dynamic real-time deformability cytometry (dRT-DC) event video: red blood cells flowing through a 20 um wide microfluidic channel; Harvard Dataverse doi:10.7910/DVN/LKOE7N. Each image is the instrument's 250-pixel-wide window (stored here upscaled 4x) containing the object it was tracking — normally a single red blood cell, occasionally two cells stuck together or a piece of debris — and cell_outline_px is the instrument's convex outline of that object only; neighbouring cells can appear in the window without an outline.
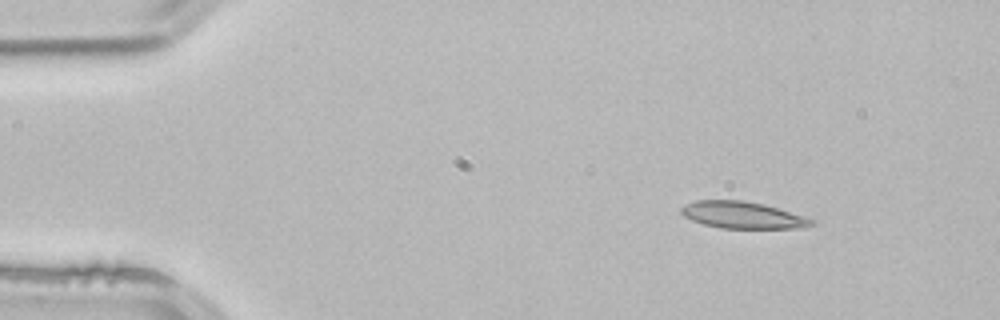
{"species": "common noctule bat (a hibernating species)", "species_latin": "Nyctalus noctula", "temperature_condition": "room temperature", "stored_images_in_passage": 3, "camera_frame_rate_fps": 3000, "um_per_image_px": 0.085, "animal": {"sex": "male", "body_mass_g": 21.5, "forearm_length_mm": 52.0}, "frame": {"image": 1, "passage_image": 1, "time_ms": 0.0, "image_size_px": [1000, 320], "cell_outline_px": [[816, 224], [804, 228], [720, 228], [704, 224], [692, 220], [684, 216], [680, 212], [680, 208], [696, 200], [744, 200], [764, 204], [804, 216], [816, 220]], "centroid_in_image_um": [63.16, 18.28], "position_along_channel_um": 21.8, "area_um2": 20.4}}